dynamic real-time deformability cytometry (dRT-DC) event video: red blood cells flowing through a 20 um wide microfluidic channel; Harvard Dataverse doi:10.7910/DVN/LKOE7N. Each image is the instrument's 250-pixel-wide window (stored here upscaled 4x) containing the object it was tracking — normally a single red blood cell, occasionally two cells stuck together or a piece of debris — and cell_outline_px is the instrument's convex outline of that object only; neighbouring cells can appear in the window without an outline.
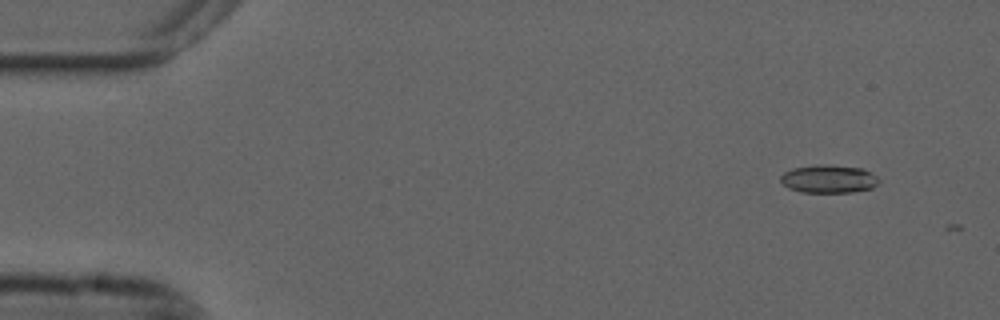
{"species": "common noctule bat (a hibernating species)", "species_latin": "Nyctalus noctula", "temperature_condition": "cold", "stored_images_in_passage": 3, "camera_frame_rate_fps": 3000, "um_per_image_px": 0.085, "animal": {"sex": "male", "forearm_length_mm": 52.5}, "frame": {"image": 1, "passage_image": 1, "time_ms": 0.0, "image_size_px": [1000, 320], "cell_outline_px": [[880, 180], [872, 188], [852, 192], [800, 192], [788, 188], [780, 180], [780, 176], [784, 172], [792, 168], [816, 164], [820, 164], [864, 168], [872, 172]], "centroid_in_image_um": [70.43, 15.2], "position_along_channel_um": 14.6, "area_um2": 16.18}}